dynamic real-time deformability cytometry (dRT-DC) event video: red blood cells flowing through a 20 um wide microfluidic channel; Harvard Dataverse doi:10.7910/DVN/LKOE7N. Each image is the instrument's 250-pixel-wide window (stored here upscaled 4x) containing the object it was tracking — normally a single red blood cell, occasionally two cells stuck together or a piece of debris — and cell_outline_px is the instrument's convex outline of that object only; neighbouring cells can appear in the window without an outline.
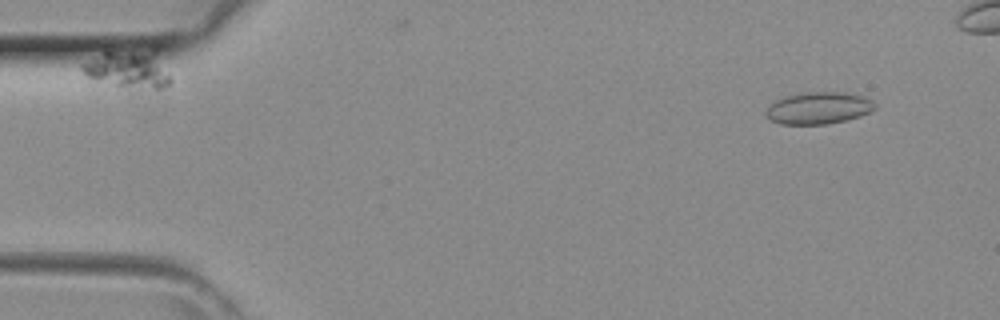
{"species": "common noctule bat (a hibernating species)", "species_latin": "Nyctalus noctula", "temperature_condition": "room temperature", "stored_images_in_passage": 39, "camera_frame_rate_fps": 3000, "um_per_image_px": 0.085, "animal": {"sex": "female", "body_mass_g": 29.2, "forearm_length_mm": 56.3}, "frame": {"image": 1, "passage_image": 4, "time_ms": 1.0, "image_size_px": [1000, 320], "cell_outline_px": [[876, 108], [860, 116], [828, 124], [780, 124], [768, 120], [764, 116], [764, 112], [776, 100], [784, 96], [800, 92], [844, 92], [860, 96], [872, 100], [876, 104]], "centroid_in_image_um": [69.52, 9.18], "position_along_channel_um": 15.5, "area_um2": 20.4}}
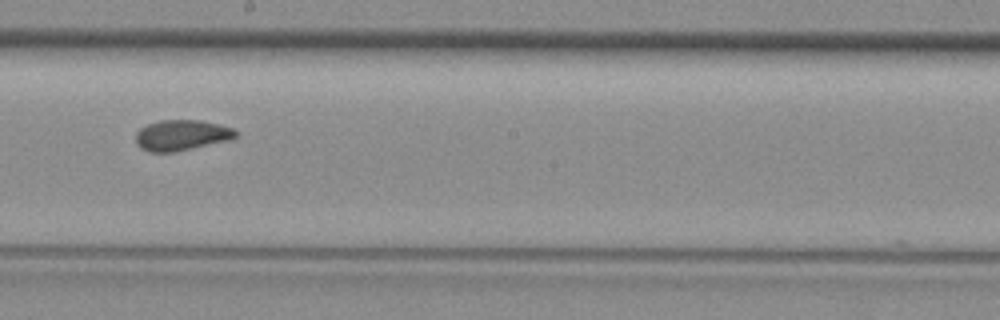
{"frame": {"image": 2, "passage_image": 24, "time_ms": 7.667, "image_size_px": [1000, 320], "cell_outline_px": [[240, 132], [236, 136], [228, 140], [176, 152], [148, 152], [140, 148], [136, 144], [136, 132], [140, 128], [148, 124], [160, 120], [200, 120], [232, 128]], "centroid_in_image_um": [15.4, 11.5], "position_along_channel_um": 232.8, "area_um2": 17.86}}
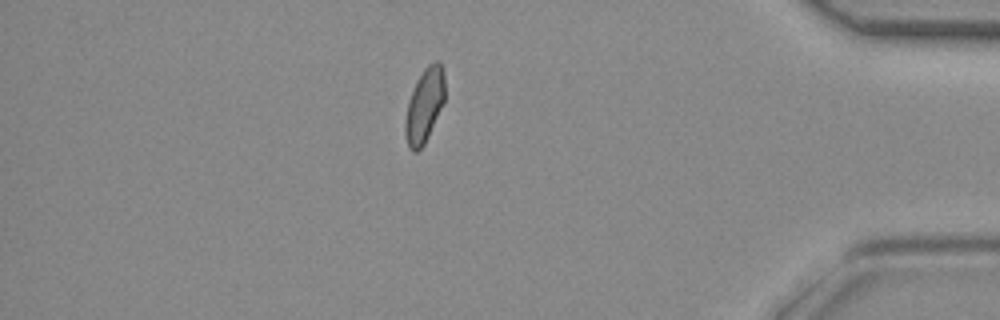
{"frame": {"image": 3, "passage_image": 37, "time_ms": 12.0, "image_size_px": [1000, 320], "cell_outline_px": [[444, 100], [428, 136], [424, 144], [416, 152], [412, 152], [408, 148], [404, 132], [404, 124], [408, 100], [424, 68], [428, 64], [436, 60], [440, 60], [444, 68]], "centroid_in_image_um": [36.07, 8.95], "position_along_channel_um": 399.1, "area_um2": 16.99}}